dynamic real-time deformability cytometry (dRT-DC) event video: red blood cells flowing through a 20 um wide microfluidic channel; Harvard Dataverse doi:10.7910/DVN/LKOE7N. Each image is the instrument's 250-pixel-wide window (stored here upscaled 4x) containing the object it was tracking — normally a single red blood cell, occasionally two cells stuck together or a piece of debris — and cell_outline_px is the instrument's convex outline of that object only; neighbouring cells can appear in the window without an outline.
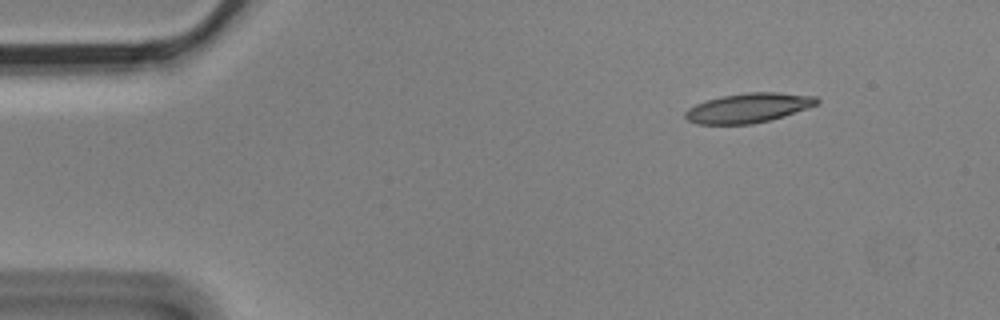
{"species": "Egyptian fruit bat (a non-hibernating species)", "species_latin": "Rousettus aegyptiacus", "temperature_condition": "cold", "stored_images_in_passage": 10, "camera_frame_rate_fps": 3000, "um_per_image_px": 0.085, "animal": {"sex": "male"}, "frame": {"image": 1, "passage_image": 1, "time_ms": 0.0, "image_size_px": [1000, 320], "cell_outline_px": [[820, 104], [784, 116], [752, 124], [696, 124], [688, 120], [684, 116], [684, 112], [688, 108], [696, 104], [720, 96], [748, 92], [776, 92], [816, 96], [820, 100]], "centroid_in_image_um": [63.63, 9.17], "position_along_channel_um": 21.4, "area_um2": 22.72}}
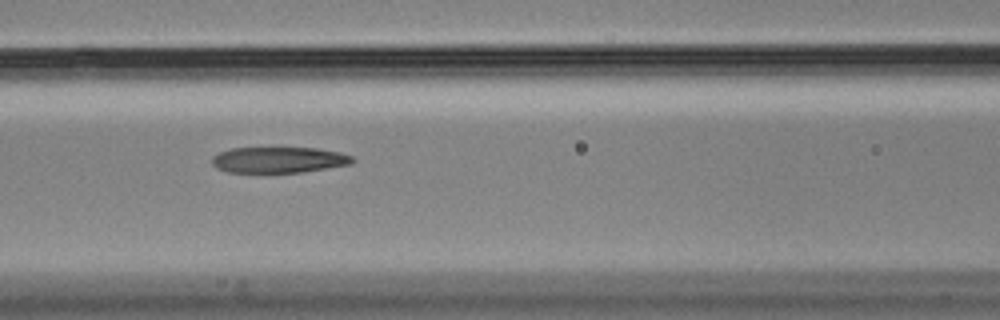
{"frame": {"image": 2, "passage_image": 6, "time_ms": 1.667, "image_size_px": [1000, 320], "cell_outline_px": [[356, 160], [352, 164], [300, 172], [228, 172], [216, 168], [212, 164], [212, 156], [220, 152], [232, 148], [316, 148], [340, 152], [352, 156]], "centroid_in_image_um": [23.7, 13.58], "position_along_channel_um": 142.9, "area_um2": 21.15}}
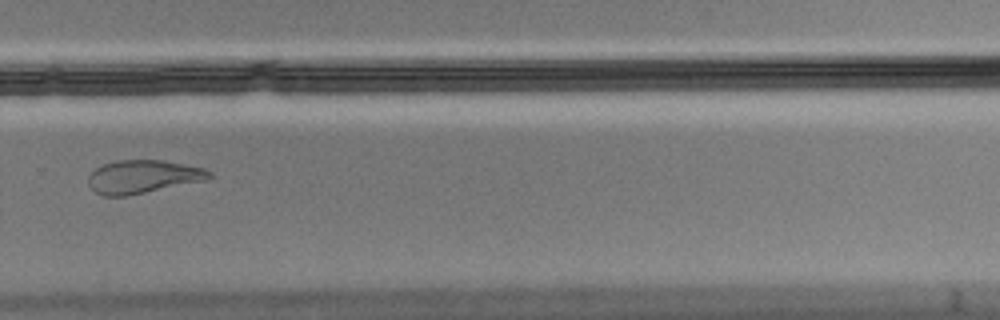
{"frame": {"image": 3, "passage_image": 10, "time_ms": 3.0, "image_size_px": [1000, 320], "cell_outline_px": [[212, 176], [208, 180], [124, 196], [104, 196], [96, 192], [88, 184], [88, 176], [96, 168], [104, 164], [116, 160], [160, 160], [184, 164], [204, 168], [212, 172]], "centroid_in_image_um": [12.16, 15.01], "position_along_channel_um": 317.6, "area_um2": 23.29}}